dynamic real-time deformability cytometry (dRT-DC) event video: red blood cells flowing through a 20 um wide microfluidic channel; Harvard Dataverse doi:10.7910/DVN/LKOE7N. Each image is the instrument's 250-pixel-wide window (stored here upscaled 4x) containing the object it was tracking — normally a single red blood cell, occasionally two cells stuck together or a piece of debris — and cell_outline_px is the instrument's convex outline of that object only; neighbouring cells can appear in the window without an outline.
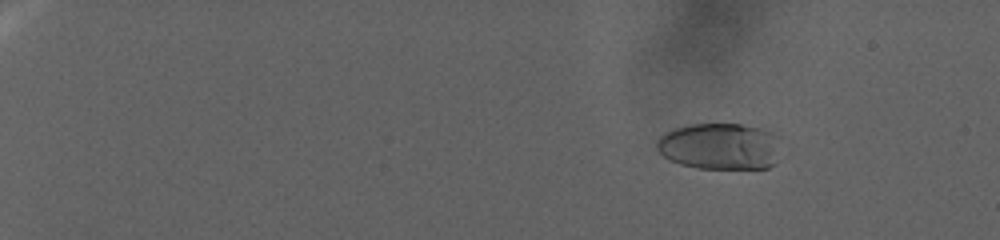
{"species": "human", "species_latin": "Homo sapiens", "temperature_condition": "warm", "stored_images_in_passage": 152, "camera_frame_rate_fps": 3000, "um_per_image_px": 0.085, "donor": {"sex": "female"}, "frame": {"image": 1, "passage_image": 26, "time_ms": 8.333, "image_size_px": [1000, 240], "cell_outline_px": [[780, 136], [776, 164], [768, 168], [696, 168], [680, 164], [668, 160], [656, 148], [656, 140], [664, 132], [688, 124], [740, 124], [760, 128], [772, 132]], "centroid_in_image_um": [61.19, 12.43], "position_along_channel_um": 23.8, "area_um2": 34.04}}
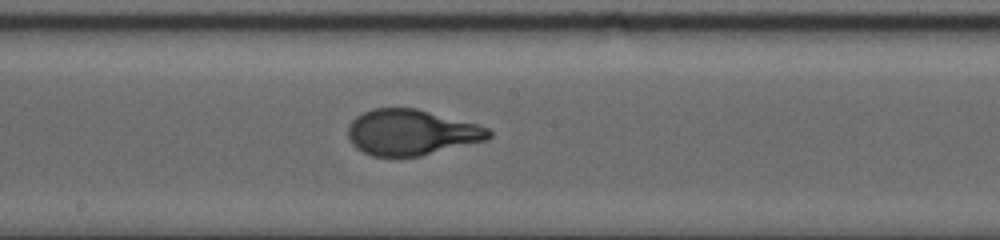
{"frame": {"image": 2, "passage_image": 97, "time_ms": 32.0, "image_size_px": [1000, 240], "cell_outline_px": [[492, 136], [488, 140], [420, 156], [372, 156], [356, 148], [348, 140], [348, 124], [356, 116], [372, 108], [416, 108], [476, 124], [488, 128], [492, 132]], "centroid_in_image_um": [34.95, 11.25], "position_along_channel_um": 213.3, "area_um2": 37.51}}
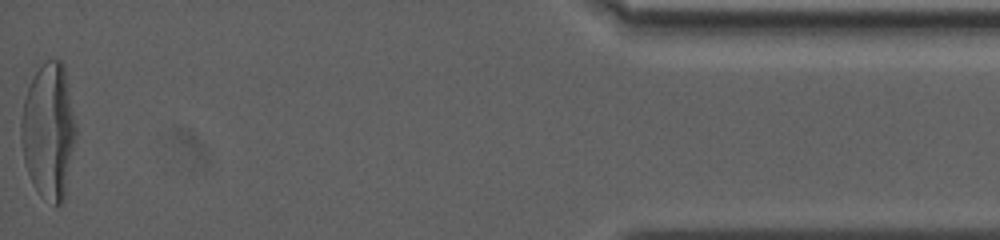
{"frame": {"image": 3, "passage_image": 152, "time_ms": 50.333, "image_size_px": [1000, 240], "cell_outline_px": [[76, 140], [64, 200], [60, 204], [56, 204], [40, 196], [32, 184], [24, 160], [20, 136], [20, 120], [24, 100], [28, 88], [36, 72], [48, 60], [60, 60], [64, 64], [76, 124]], "centroid_in_image_um": [4.14, 11.16], "position_along_channel_um": 431.1, "area_um2": 43.41}}